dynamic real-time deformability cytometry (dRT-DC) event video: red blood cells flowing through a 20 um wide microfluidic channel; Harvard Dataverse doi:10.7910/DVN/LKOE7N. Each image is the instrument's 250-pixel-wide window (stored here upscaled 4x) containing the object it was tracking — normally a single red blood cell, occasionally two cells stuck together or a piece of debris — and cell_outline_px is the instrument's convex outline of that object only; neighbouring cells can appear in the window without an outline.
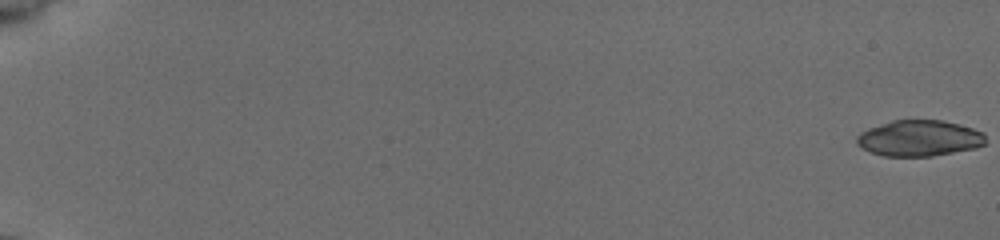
{"species": "common noctule bat (a hibernating species)", "species_latin": "Nyctalus noctula", "temperature_condition": "cold", "stored_images_in_passage": 55, "camera_frame_rate_fps": 3000, "um_per_image_px": 0.085, "animal": {"sex": "female", "body_mass_g": 19.5, "forearm_length_mm": 54.1}, "frame": {"image": 1, "passage_image": 1, "time_ms": 0.0, "image_size_px": [1000, 240], "cell_outline_px": [[984, 144], [976, 148], [932, 156], [884, 156], [872, 152], [856, 144], [856, 136], [860, 132], [868, 128], [892, 120], [944, 120], [972, 128], [984, 132]], "centroid_in_image_um": [78.13, 11.74], "position_along_channel_um": 6.9, "area_um2": 26.99}}
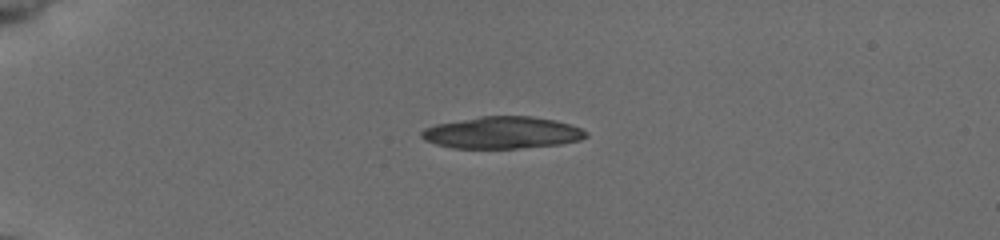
{"frame": {"image": 2, "passage_image": 16, "time_ms": 5.0, "image_size_px": [1000, 240], "cell_outline_px": [[588, 136], [580, 140], [560, 144], [516, 148], [452, 148], [436, 144], [424, 140], [420, 136], [420, 132], [424, 128], [436, 124], [480, 116], [532, 116], [556, 120], [572, 124], [588, 132]], "centroid_in_image_um": [42.7, 11.27], "position_along_channel_um": 42.3, "area_um2": 30.75}, "authors_computed_cell_mechanics": {"area_um2": 27.744, "velocity_mm_per_s": 3.9325, "shape_relaxation_time_tau1_ms": 2.0146, "shape_relaxation_time_tau2_ms": null, "deformation_change_tau1": 0.1399, "deformation_change_tau2": null}}